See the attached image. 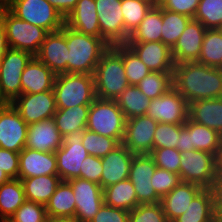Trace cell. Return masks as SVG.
I'll use <instances>...</instances> for the list:
<instances>
[{
	"instance_id": "cell-1",
	"label": "cell",
	"mask_w": 222,
	"mask_h": 222,
	"mask_svg": "<svg viewBox=\"0 0 222 222\" xmlns=\"http://www.w3.org/2000/svg\"><path fill=\"white\" fill-rule=\"evenodd\" d=\"M173 87L188 104L222 97V68L210 67L197 61L175 64Z\"/></svg>"
},
{
	"instance_id": "cell-2",
	"label": "cell",
	"mask_w": 222,
	"mask_h": 222,
	"mask_svg": "<svg viewBox=\"0 0 222 222\" xmlns=\"http://www.w3.org/2000/svg\"><path fill=\"white\" fill-rule=\"evenodd\" d=\"M68 73L94 75L102 54L110 47L101 37L80 33L66 25Z\"/></svg>"
},
{
	"instance_id": "cell-3",
	"label": "cell",
	"mask_w": 222,
	"mask_h": 222,
	"mask_svg": "<svg viewBox=\"0 0 222 222\" xmlns=\"http://www.w3.org/2000/svg\"><path fill=\"white\" fill-rule=\"evenodd\" d=\"M96 97L116 100L130 86L122 56L110 46L101 56L94 72Z\"/></svg>"
},
{
	"instance_id": "cell-4",
	"label": "cell",
	"mask_w": 222,
	"mask_h": 222,
	"mask_svg": "<svg viewBox=\"0 0 222 222\" xmlns=\"http://www.w3.org/2000/svg\"><path fill=\"white\" fill-rule=\"evenodd\" d=\"M53 90L57 109L91 105L97 98L94 75L91 74H57Z\"/></svg>"
},
{
	"instance_id": "cell-5",
	"label": "cell",
	"mask_w": 222,
	"mask_h": 222,
	"mask_svg": "<svg viewBox=\"0 0 222 222\" xmlns=\"http://www.w3.org/2000/svg\"><path fill=\"white\" fill-rule=\"evenodd\" d=\"M126 118L115 100L96 98L90 105L86 129L122 143Z\"/></svg>"
},
{
	"instance_id": "cell-6",
	"label": "cell",
	"mask_w": 222,
	"mask_h": 222,
	"mask_svg": "<svg viewBox=\"0 0 222 222\" xmlns=\"http://www.w3.org/2000/svg\"><path fill=\"white\" fill-rule=\"evenodd\" d=\"M179 175L181 182L194 183L203 189H215L219 181L216 156L199 150L181 152Z\"/></svg>"
},
{
	"instance_id": "cell-7",
	"label": "cell",
	"mask_w": 222,
	"mask_h": 222,
	"mask_svg": "<svg viewBox=\"0 0 222 222\" xmlns=\"http://www.w3.org/2000/svg\"><path fill=\"white\" fill-rule=\"evenodd\" d=\"M6 8L17 18L45 29L59 31L65 19L47 0H11Z\"/></svg>"
},
{
	"instance_id": "cell-8",
	"label": "cell",
	"mask_w": 222,
	"mask_h": 222,
	"mask_svg": "<svg viewBox=\"0 0 222 222\" xmlns=\"http://www.w3.org/2000/svg\"><path fill=\"white\" fill-rule=\"evenodd\" d=\"M3 21L9 48L27 51L35 56L48 32L38 26L25 22L3 7Z\"/></svg>"
},
{
	"instance_id": "cell-9",
	"label": "cell",
	"mask_w": 222,
	"mask_h": 222,
	"mask_svg": "<svg viewBox=\"0 0 222 222\" xmlns=\"http://www.w3.org/2000/svg\"><path fill=\"white\" fill-rule=\"evenodd\" d=\"M83 130L63 136L61 147L54 152L57 160L58 176L63 181L80 178L83 160L89 155L82 145Z\"/></svg>"
},
{
	"instance_id": "cell-10",
	"label": "cell",
	"mask_w": 222,
	"mask_h": 222,
	"mask_svg": "<svg viewBox=\"0 0 222 222\" xmlns=\"http://www.w3.org/2000/svg\"><path fill=\"white\" fill-rule=\"evenodd\" d=\"M94 1L100 25V37L109 46L126 44L129 35L125 31L121 0Z\"/></svg>"
},
{
	"instance_id": "cell-11",
	"label": "cell",
	"mask_w": 222,
	"mask_h": 222,
	"mask_svg": "<svg viewBox=\"0 0 222 222\" xmlns=\"http://www.w3.org/2000/svg\"><path fill=\"white\" fill-rule=\"evenodd\" d=\"M33 57L27 51L8 48L0 59V87L11 103L21 95V76Z\"/></svg>"
},
{
	"instance_id": "cell-12",
	"label": "cell",
	"mask_w": 222,
	"mask_h": 222,
	"mask_svg": "<svg viewBox=\"0 0 222 222\" xmlns=\"http://www.w3.org/2000/svg\"><path fill=\"white\" fill-rule=\"evenodd\" d=\"M156 167L149 154L133 156L128 179L134 186L138 204H154L161 201V197L151 184Z\"/></svg>"
},
{
	"instance_id": "cell-13",
	"label": "cell",
	"mask_w": 222,
	"mask_h": 222,
	"mask_svg": "<svg viewBox=\"0 0 222 222\" xmlns=\"http://www.w3.org/2000/svg\"><path fill=\"white\" fill-rule=\"evenodd\" d=\"M188 112V102L173 87L160 97L150 100L146 115L159 123L184 124Z\"/></svg>"
},
{
	"instance_id": "cell-14",
	"label": "cell",
	"mask_w": 222,
	"mask_h": 222,
	"mask_svg": "<svg viewBox=\"0 0 222 222\" xmlns=\"http://www.w3.org/2000/svg\"><path fill=\"white\" fill-rule=\"evenodd\" d=\"M70 183L75 201V218L79 222H90L104 203L102 187L92 181L73 178Z\"/></svg>"
},
{
	"instance_id": "cell-15",
	"label": "cell",
	"mask_w": 222,
	"mask_h": 222,
	"mask_svg": "<svg viewBox=\"0 0 222 222\" xmlns=\"http://www.w3.org/2000/svg\"><path fill=\"white\" fill-rule=\"evenodd\" d=\"M11 104L28 125L53 118L57 110L54 90L36 94H21Z\"/></svg>"
},
{
	"instance_id": "cell-16",
	"label": "cell",
	"mask_w": 222,
	"mask_h": 222,
	"mask_svg": "<svg viewBox=\"0 0 222 222\" xmlns=\"http://www.w3.org/2000/svg\"><path fill=\"white\" fill-rule=\"evenodd\" d=\"M158 122L143 115L126 120L122 144L133 154H150Z\"/></svg>"
},
{
	"instance_id": "cell-17",
	"label": "cell",
	"mask_w": 222,
	"mask_h": 222,
	"mask_svg": "<svg viewBox=\"0 0 222 222\" xmlns=\"http://www.w3.org/2000/svg\"><path fill=\"white\" fill-rule=\"evenodd\" d=\"M28 124L10 104L0 110V148L20 153L26 144Z\"/></svg>"
},
{
	"instance_id": "cell-18",
	"label": "cell",
	"mask_w": 222,
	"mask_h": 222,
	"mask_svg": "<svg viewBox=\"0 0 222 222\" xmlns=\"http://www.w3.org/2000/svg\"><path fill=\"white\" fill-rule=\"evenodd\" d=\"M68 54L66 24H64L59 31L46 35L35 57L57 75L68 73Z\"/></svg>"
},
{
	"instance_id": "cell-19",
	"label": "cell",
	"mask_w": 222,
	"mask_h": 222,
	"mask_svg": "<svg viewBox=\"0 0 222 222\" xmlns=\"http://www.w3.org/2000/svg\"><path fill=\"white\" fill-rule=\"evenodd\" d=\"M151 72L173 73L175 63L171 49L162 42L126 43Z\"/></svg>"
},
{
	"instance_id": "cell-20",
	"label": "cell",
	"mask_w": 222,
	"mask_h": 222,
	"mask_svg": "<svg viewBox=\"0 0 222 222\" xmlns=\"http://www.w3.org/2000/svg\"><path fill=\"white\" fill-rule=\"evenodd\" d=\"M206 28L192 18L171 49L175 64L198 61Z\"/></svg>"
},
{
	"instance_id": "cell-21",
	"label": "cell",
	"mask_w": 222,
	"mask_h": 222,
	"mask_svg": "<svg viewBox=\"0 0 222 222\" xmlns=\"http://www.w3.org/2000/svg\"><path fill=\"white\" fill-rule=\"evenodd\" d=\"M122 143L102 157L103 171L100 186L102 189L128 179L133 156Z\"/></svg>"
},
{
	"instance_id": "cell-22",
	"label": "cell",
	"mask_w": 222,
	"mask_h": 222,
	"mask_svg": "<svg viewBox=\"0 0 222 222\" xmlns=\"http://www.w3.org/2000/svg\"><path fill=\"white\" fill-rule=\"evenodd\" d=\"M63 136L54 119L47 118L28 125L25 148L40 152H56L62 145Z\"/></svg>"
},
{
	"instance_id": "cell-23",
	"label": "cell",
	"mask_w": 222,
	"mask_h": 222,
	"mask_svg": "<svg viewBox=\"0 0 222 222\" xmlns=\"http://www.w3.org/2000/svg\"><path fill=\"white\" fill-rule=\"evenodd\" d=\"M41 175H58L55 153L24 148L19 153L18 178H31Z\"/></svg>"
},
{
	"instance_id": "cell-24",
	"label": "cell",
	"mask_w": 222,
	"mask_h": 222,
	"mask_svg": "<svg viewBox=\"0 0 222 222\" xmlns=\"http://www.w3.org/2000/svg\"><path fill=\"white\" fill-rule=\"evenodd\" d=\"M56 74L35 56L21 76V94H36L53 90Z\"/></svg>"
},
{
	"instance_id": "cell-25",
	"label": "cell",
	"mask_w": 222,
	"mask_h": 222,
	"mask_svg": "<svg viewBox=\"0 0 222 222\" xmlns=\"http://www.w3.org/2000/svg\"><path fill=\"white\" fill-rule=\"evenodd\" d=\"M200 185L180 182L171 192L161 198L163 211L168 222H173L189 207L191 200L202 190Z\"/></svg>"
},
{
	"instance_id": "cell-26",
	"label": "cell",
	"mask_w": 222,
	"mask_h": 222,
	"mask_svg": "<svg viewBox=\"0 0 222 222\" xmlns=\"http://www.w3.org/2000/svg\"><path fill=\"white\" fill-rule=\"evenodd\" d=\"M173 222H217L215 189H202Z\"/></svg>"
},
{
	"instance_id": "cell-27",
	"label": "cell",
	"mask_w": 222,
	"mask_h": 222,
	"mask_svg": "<svg viewBox=\"0 0 222 222\" xmlns=\"http://www.w3.org/2000/svg\"><path fill=\"white\" fill-rule=\"evenodd\" d=\"M65 24L86 35L100 37V25L94 0H79Z\"/></svg>"
},
{
	"instance_id": "cell-28",
	"label": "cell",
	"mask_w": 222,
	"mask_h": 222,
	"mask_svg": "<svg viewBox=\"0 0 222 222\" xmlns=\"http://www.w3.org/2000/svg\"><path fill=\"white\" fill-rule=\"evenodd\" d=\"M188 118L222 135V97L190 103Z\"/></svg>"
},
{
	"instance_id": "cell-29",
	"label": "cell",
	"mask_w": 222,
	"mask_h": 222,
	"mask_svg": "<svg viewBox=\"0 0 222 222\" xmlns=\"http://www.w3.org/2000/svg\"><path fill=\"white\" fill-rule=\"evenodd\" d=\"M21 180L26 200L46 205L61 179L58 175H41Z\"/></svg>"
},
{
	"instance_id": "cell-30",
	"label": "cell",
	"mask_w": 222,
	"mask_h": 222,
	"mask_svg": "<svg viewBox=\"0 0 222 222\" xmlns=\"http://www.w3.org/2000/svg\"><path fill=\"white\" fill-rule=\"evenodd\" d=\"M75 203L76 201L70 183L61 180L55 193L45 205L48 218L75 217Z\"/></svg>"
},
{
	"instance_id": "cell-31",
	"label": "cell",
	"mask_w": 222,
	"mask_h": 222,
	"mask_svg": "<svg viewBox=\"0 0 222 222\" xmlns=\"http://www.w3.org/2000/svg\"><path fill=\"white\" fill-rule=\"evenodd\" d=\"M162 27V7H151L136 30L129 35L128 42H162Z\"/></svg>"
},
{
	"instance_id": "cell-32",
	"label": "cell",
	"mask_w": 222,
	"mask_h": 222,
	"mask_svg": "<svg viewBox=\"0 0 222 222\" xmlns=\"http://www.w3.org/2000/svg\"><path fill=\"white\" fill-rule=\"evenodd\" d=\"M185 124L189 127V141L193 150L205 151L217 156L222 135L205 125L191 121L189 118Z\"/></svg>"
},
{
	"instance_id": "cell-33",
	"label": "cell",
	"mask_w": 222,
	"mask_h": 222,
	"mask_svg": "<svg viewBox=\"0 0 222 222\" xmlns=\"http://www.w3.org/2000/svg\"><path fill=\"white\" fill-rule=\"evenodd\" d=\"M90 105H79L68 109H57L53 119L62 136L85 130Z\"/></svg>"
},
{
	"instance_id": "cell-34",
	"label": "cell",
	"mask_w": 222,
	"mask_h": 222,
	"mask_svg": "<svg viewBox=\"0 0 222 222\" xmlns=\"http://www.w3.org/2000/svg\"><path fill=\"white\" fill-rule=\"evenodd\" d=\"M104 203L114 208L132 211L139 204L132 182L127 179L103 189Z\"/></svg>"
},
{
	"instance_id": "cell-35",
	"label": "cell",
	"mask_w": 222,
	"mask_h": 222,
	"mask_svg": "<svg viewBox=\"0 0 222 222\" xmlns=\"http://www.w3.org/2000/svg\"><path fill=\"white\" fill-rule=\"evenodd\" d=\"M26 201L20 179H10L0 186V222H7Z\"/></svg>"
},
{
	"instance_id": "cell-36",
	"label": "cell",
	"mask_w": 222,
	"mask_h": 222,
	"mask_svg": "<svg viewBox=\"0 0 222 222\" xmlns=\"http://www.w3.org/2000/svg\"><path fill=\"white\" fill-rule=\"evenodd\" d=\"M127 119L146 115L150 99L137 86H128L115 100Z\"/></svg>"
},
{
	"instance_id": "cell-37",
	"label": "cell",
	"mask_w": 222,
	"mask_h": 222,
	"mask_svg": "<svg viewBox=\"0 0 222 222\" xmlns=\"http://www.w3.org/2000/svg\"><path fill=\"white\" fill-rule=\"evenodd\" d=\"M203 65L222 68V30L207 29L198 61Z\"/></svg>"
},
{
	"instance_id": "cell-38",
	"label": "cell",
	"mask_w": 222,
	"mask_h": 222,
	"mask_svg": "<svg viewBox=\"0 0 222 222\" xmlns=\"http://www.w3.org/2000/svg\"><path fill=\"white\" fill-rule=\"evenodd\" d=\"M121 56L129 84L137 86L151 71L127 44L112 46Z\"/></svg>"
},
{
	"instance_id": "cell-39",
	"label": "cell",
	"mask_w": 222,
	"mask_h": 222,
	"mask_svg": "<svg viewBox=\"0 0 222 222\" xmlns=\"http://www.w3.org/2000/svg\"><path fill=\"white\" fill-rule=\"evenodd\" d=\"M191 19L187 15L162 8V43L172 49Z\"/></svg>"
},
{
	"instance_id": "cell-40",
	"label": "cell",
	"mask_w": 222,
	"mask_h": 222,
	"mask_svg": "<svg viewBox=\"0 0 222 222\" xmlns=\"http://www.w3.org/2000/svg\"><path fill=\"white\" fill-rule=\"evenodd\" d=\"M137 87L150 100L158 98L173 88V73L150 72Z\"/></svg>"
},
{
	"instance_id": "cell-41",
	"label": "cell",
	"mask_w": 222,
	"mask_h": 222,
	"mask_svg": "<svg viewBox=\"0 0 222 222\" xmlns=\"http://www.w3.org/2000/svg\"><path fill=\"white\" fill-rule=\"evenodd\" d=\"M194 19L206 29H221L222 0H200Z\"/></svg>"
},
{
	"instance_id": "cell-42",
	"label": "cell",
	"mask_w": 222,
	"mask_h": 222,
	"mask_svg": "<svg viewBox=\"0 0 222 222\" xmlns=\"http://www.w3.org/2000/svg\"><path fill=\"white\" fill-rule=\"evenodd\" d=\"M152 6L138 0H121L125 31L128 35L136 30Z\"/></svg>"
},
{
	"instance_id": "cell-43",
	"label": "cell",
	"mask_w": 222,
	"mask_h": 222,
	"mask_svg": "<svg viewBox=\"0 0 222 222\" xmlns=\"http://www.w3.org/2000/svg\"><path fill=\"white\" fill-rule=\"evenodd\" d=\"M119 144L114 138L99 135L88 129L83 130L82 145L89 155L102 158Z\"/></svg>"
},
{
	"instance_id": "cell-44",
	"label": "cell",
	"mask_w": 222,
	"mask_h": 222,
	"mask_svg": "<svg viewBox=\"0 0 222 222\" xmlns=\"http://www.w3.org/2000/svg\"><path fill=\"white\" fill-rule=\"evenodd\" d=\"M183 127L184 124H168L158 122L153 136V149L167 147L178 149L180 131Z\"/></svg>"
},
{
	"instance_id": "cell-45",
	"label": "cell",
	"mask_w": 222,
	"mask_h": 222,
	"mask_svg": "<svg viewBox=\"0 0 222 222\" xmlns=\"http://www.w3.org/2000/svg\"><path fill=\"white\" fill-rule=\"evenodd\" d=\"M7 222H48L44 205L26 200Z\"/></svg>"
},
{
	"instance_id": "cell-46",
	"label": "cell",
	"mask_w": 222,
	"mask_h": 222,
	"mask_svg": "<svg viewBox=\"0 0 222 222\" xmlns=\"http://www.w3.org/2000/svg\"><path fill=\"white\" fill-rule=\"evenodd\" d=\"M129 222H168L160 202L139 204L129 211Z\"/></svg>"
},
{
	"instance_id": "cell-47",
	"label": "cell",
	"mask_w": 222,
	"mask_h": 222,
	"mask_svg": "<svg viewBox=\"0 0 222 222\" xmlns=\"http://www.w3.org/2000/svg\"><path fill=\"white\" fill-rule=\"evenodd\" d=\"M156 166L179 174L181 152L176 148H155L149 154Z\"/></svg>"
},
{
	"instance_id": "cell-48",
	"label": "cell",
	"mask_w": 222,
	"mask_h": 222,
	"mask_svg": "<svg viewBox=\"0 0 222 222\" xmlns=\"http://www.w3.org/2000/svg\"><path fill=\"white\" fill-rule=\"evenodd\" d=\"M180 182L179 174L158 167L151 178V184L161 198L171 192Z\"/></svg>"
},
{
	"instance_id": "cell-49",
	"label": "cell",
	"mask_w": 222,
	"mask_h": 222,
	"mask_svg": "<svg viewBox=\"0 0 222 222\" xmlns=\"http://www.w3.org/2000/svg\"><path fill=\"white\" fill-rule=\"evenodd\" d=\"M102 169V158L88 155L83 160V165L80 169V178L100 185Z\"/></svg>"
},
{
	"instance_id": "cell-50",
	"label": "cell",
	"mask_w": 222,
	"mask_h": 222,
	"mask_svg": "<svg viewBox=\"0 0 222 222\" xmlns=\"http://www.w3.org/2000/svg\"><path fill=\"white\" fill-rule=\"evenodd\" d=\"M200 0H160L163 9L194 18Z\"/></svg>"
},
{
	"instance_id": "cell-51",
	"label": "cell",
	"mask_w": 222,
	"mask_h": 222,
	"mask_svg": "<svg viewBox=\"0 0 222 222\" xmlns=\"http://www.w3.org/2000/svg\"><path fill=\"white\" fill-rule=\"evenodd\" d=\"M90 222H129V211L114 208L105 203Z\"/></svg>"
},
{
	"instance_id": "cell-52",
	"label": "cell",
	"mask_w": 222,
	"mask_h": 222,
	"mask_svg": "<svg viewBox=\"0 0 222 222\" xmlns=\"http://www.w3.org/2000/svg\"><path fill=\"white\" fill-rule=\"evenodd\" d=\"M0 169H2L10 179H18L19 153L0 148Z\"/></svg>"
},
{
	"instance_id": "cell-53",
	"label": "cell",
	"mask_w": 222,
	"mask_h": 222,
	"mask_svg": "<svg viewBox=\"0 0 222 222\" xmlns=\"http://www.w3.org/2000/svg\"><path fill=\"white\" fill-rule=\"evenodd\" d=\"M66 19L79 0H47Z\"/></svg>"
},
{
	"instance_id": "cell-54",
	"label": "cell",
	"mask_w": 222,
	"mask_h": 222,
	"mask_svg": "<svg viewBox=\"0 0 222 222\" xmlns=\"http://www.w3.org/2000/svg\"><path fill=\"white\" fill-rule=\"evenodd\" d=\"M178 150L180 152L193 150L189 141V127L185 123L184 127L180 131Z\"/></svg>"
},
{
	"instance_id": "cell-55",
	"label": "cell",
	"mask_w": 222,
	"mask_h": 222,
	"mask_svg": "<svg viewBox=\"0 0 222 222\" xmlns=\"http://www.w3.org/2000/svg\"><path fill=\"white\" fill-rule=\"evenodd\" d=\"M8 48L5 24L3 21V7H0V59L6 53Z\"/></svg>"
},
{
	"instance_id": "cell-56",
	"label": "cell",
	"mask_w": 222,
	"mask_h": 222,
	"mask_svg": "<svg viewBox=\"0 0 222 222\" xmlns=\"http://www.w3.org/2000/svg\"><path fill=\"white\" fill-rule=\"evenodd\" d=\"M217 222H222V179H219L215 188Z\"/></svg>"
},
{
	"instance_id": "cell-57",
	"label": "cell",
	"mask_w": 222,
	"mask_h": 222,
	"mask_svg": "<svg viewBox=\"0 0 222 222\" xmlns=\"http://www.w3.org/2000/svg\"><path fill=\"white\" fill-rule=\"evenodd\" d=\"M216 172L219 179H222V142L216 156Z\"/></svg>"
},
{
	"instance_id": "cell-58",
	"label": "cell",
	"mask_w": 222,
	"mask_h": 222,
	"mask_svg": "<svg viewBox=\"0 0 222 222\" xmlns=\"http://www.w3.org/2000/svg\"><path fill=\"white\" fill-rule=\"evenodd\" d=\"M10 104H11V102L3 94L2 88L0 87V110L7 108Z\"/></svg>"
},
{
	"instance_id": "cell-59",
	"label": "cell",
	"mask_w": 222,
	"mask_h": 222,
	"mask_svg": "<svg viewBox=\"0 0 222 222\" xmlns=\"http://www.w3.org/2000/svg\"><path fill=\"white\" fill-rule=\"evenodd\" d=\"M48 222H79L75 217L48 218Z\"/></svg>"
},
{
	"instance_id": "cell-60",
	"label": "cell",
	"mask_w": 222,
	"mask_h": 222,
	"mask_svg": "<svg viewBox=\"0 0 222 222\" xmlns=\"http://www.w3.org/2000/svg\"><path fill=\"white\" fill-rule=\"evenodd\" d=\"M9 180V176L2 169H0V186Z\"/></svg>"
},
{
	"instance_id": "cell-61",
	"label": "cell",
	"mask_w": 222,
	"mask_h": 222,
	"mask_svg": "<svg viewBox=\"0 0 222 222\" xmlns=\"http://www.w3.org/2000/svg\"><path fill=\"white\" fill-rule=\"evenodd\" d=\"M138 1H142V2L148 3L152 7L158 6L160 4V0H138Z\"/></svg>"
},
{
	"instance_id": "cell-62",
	"label": "cell",
	"mask_w": 222,
	"mask_h": 222,
	"mask_svg": "<svg viewBox=\"0 0 222 222\" xmlns=\"http://www.w3.org/2000/svg\"><path fill=\"white\" fill-rule=\"evenodd\" d=\"M11 0H0V7H6Z\"/></svg>"
}]
</instances>
